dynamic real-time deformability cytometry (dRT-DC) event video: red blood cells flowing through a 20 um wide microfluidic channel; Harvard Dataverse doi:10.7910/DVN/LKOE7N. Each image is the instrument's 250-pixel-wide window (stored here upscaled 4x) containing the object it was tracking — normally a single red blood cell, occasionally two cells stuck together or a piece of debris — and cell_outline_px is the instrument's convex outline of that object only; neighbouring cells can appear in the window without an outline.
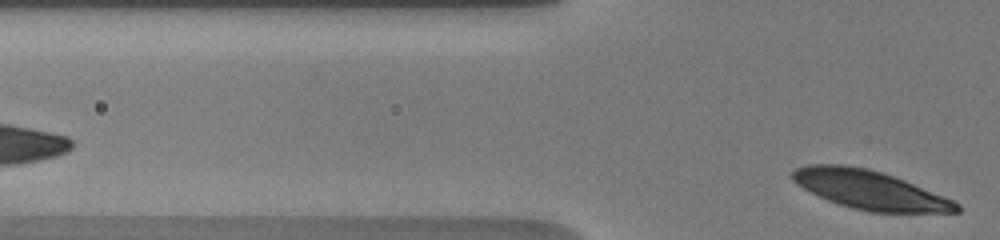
{"species": "human", "species_latin": "Homo sapiens", "temperature_condition": "warm", "stored_images_in_passage": 3, "camera_frame_rate_fps": 3000, "um_per_image_px": 0.085, "donor": {"sex": "male"}, "frame": {"image": 1, "passage_image": 3, "time_ms": 2.0, "image_size_px": [1000, 240], "cell_outline_px": [[960, 212], [868, 212], [852, 208], [828, 200], [796, 184], [792, 180], [792, 172], [796, 168], [808, 164], [840, 164], [864, 168], [880, 172], [904, 180], [952, 200], [960, 204]], "centroid_in_image_um": [73.91, 16.14], "position_along_channel_um": 51.9, "area_um2": 36.47}}